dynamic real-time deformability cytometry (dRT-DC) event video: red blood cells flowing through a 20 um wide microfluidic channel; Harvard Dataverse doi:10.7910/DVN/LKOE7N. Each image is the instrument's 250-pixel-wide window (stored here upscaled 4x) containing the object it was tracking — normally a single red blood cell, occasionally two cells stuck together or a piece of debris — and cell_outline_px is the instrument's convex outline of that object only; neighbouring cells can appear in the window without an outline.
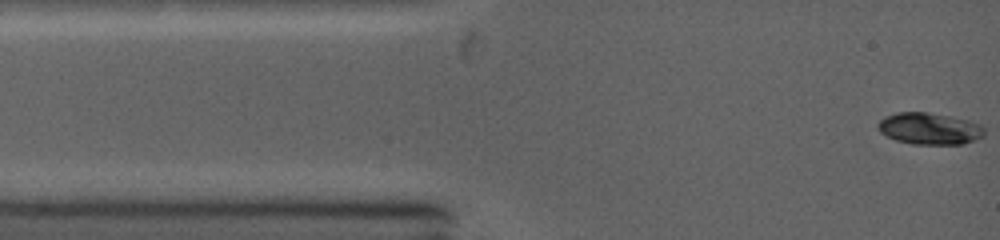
{"species": "common noctule bat (a hibernating species)", "species_latin": "Nyctalus noctula", "temperature_condition": "warm", "stored_images_in_passage": 73, "camera_frame_rate_fps": 5000, "um_per_image_px": 0.085, "animal": {"sex": "female", "body_mass_g": 19.0, "forearm_length_mm": 53.3}, "frame": {"image": 1, "passage_image": 1, "time_ms": 0.0, "image_size_px": [1000, 240], "cell_outline_px": [[984, 136], [964, 144], [912, 144], [896, 140], [880, 132], [876, 128], [876, 124], [884, 116], [896, 112], [928, 112], [952, 116], [968, 120], [980, 124], [984, 128]], "centroid_in_image_um": [78.99, 10.92], "position_along_channel_um": 6.0, "area_um2": 19.88}}
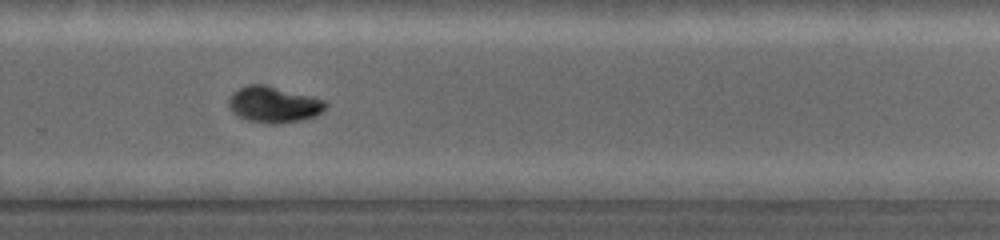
{"frame": {"image": 2, "passage_image": 42, "time_ms": 8.2, "image_size_px": [1000, 240], "cell_outline_px": [[328, 104], [316, 116], [300, 120], [276, 124], [268, 124], [248, 120], [236, 116], [228, 108], [228, 100], [240, 88], [248, 84], [264, 84], [312, 96], [324, 100]], "centroid_in_image_um": [23.25, 8.89], "position_along_channel_um": 306.5, "area_um2": 20.35}}
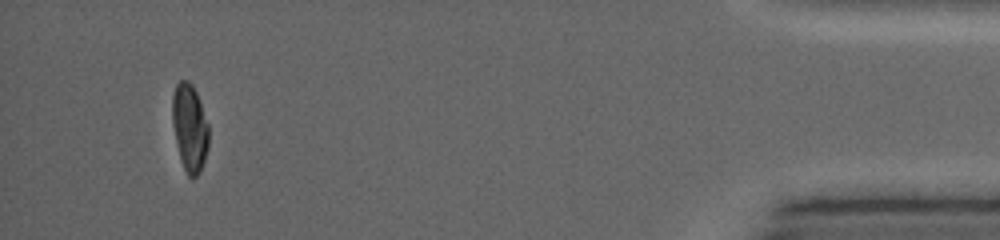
{"frame": {"image": 3, "passage_image": 65, "time_ms": 12.8, "image_size_px": [1000, 240], "cell_outline_px": [[208, 148], [200, 172], [196, 176], [188, 176], [180, 160], [172, 124], [172, 96], [176, 84], [180, 80], [188, 80], [192, 84], [196, 92], [208, 124]], "centroid_in_image_um": [16.11, 10.84], "position_along_channel_um": 419.1, "area_um2": 18.5}, "authors_computed_cell_mechanics": {"area_um2": 19.7098, "velocity_mm_per_s": 4.3913, "shape_relaxation_time_tau1_ms": 4.4755, "shape_relaxation_time_tau2_ms": null, "deformation_change_tau1": 0.1988, "deformation_change_tau2": null}}